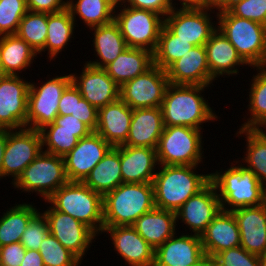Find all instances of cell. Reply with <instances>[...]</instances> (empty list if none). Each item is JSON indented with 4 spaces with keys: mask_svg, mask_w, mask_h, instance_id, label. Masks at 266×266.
I'll return each mask as SVG.
<instances>
[{
    "mask_svg": "<svg viewBox=\"0 0 266 266\" xmlns=\"http://www.w3.org/2000/svg\"><path fill=\"white\" fill-rule=\"evenodd\" d=\"M256 75L253 74L250 88L247 110L249 116L240 128L263 129L266 126V71L260 67H253Z\"/></svg>",
    "mask_w": 266,
    "mask_h": 266,
    "instance_id": "obj_37",
    "label": "cell"
},
{
    "mask_svg": "<svg viewBox=\"0 0 266 266\" xmlns=\"http://www.w3.org/2000/svg\"><path fill=\"white\" fill-rule=\"evenodd\" d=\"M227 10L234 16L266 26V0H236Z\"/></svg>",
    "mask_w": 266,
    "mask_h": 266,
    "instance_id": "obj_44",
    "label": "cell"
},
{
    "mask_svg": "<svg viewBox=\"0 0 266 266\" xmlns=\"http://www.w3.org/2000/svg\"><path fill=\"white\" fill-rule=\"evenodd\" d=\"M235 134L238 138L246 136L243 137L246 138L245 152L239 162L251 170L266 188V132L263 129L239 128Z\"/></svg>",
    "mask_w": 266,
    "mask_h": 266,
    "instance_id": "obj_34",
    "label": "cell"
},
{
    "mask_svg": "<svg viewBox=\"0 0 266 266\" xmlns=\"http://www.w3.org/2000/svg\"><path fill=\"white\" fill-rule=\"evenodd\" d=\"M110 236L114 249L129 266H153L155 250L133 226L105 227L102 234Z\"/></svg>",
    "mask_w": 266,
    "mask_h": 266,
    "instance_id": "obj_19",
    "label": "cell"
},
{
    "mask_svg": "<svg viewBox=\"0 0 266 266\" xmlns=\"http://www.w3.org/2000/svg\"><path fill=\"white\" fill-rule=\"evenodd\" d=\"M194 47L189 41L179 39L165 25L162 26L159 41L153 53L154 65L166 70L173 62Z\"/></svg>",
    "mask_w": 266,
    "mask_h": 266,
    "instance_id": "obj_39",
    "label": "cell"
},
{
    "mask_svg": "<svg viewBox=\"0 0 266 266\" xmlns=\"http://www.w3.org/2000/svg\"><path fill=\"white\" fill-rule=\"evenodd\" d=\"M25 252L20 242L0 247V266H20Z\"/></svg>",
    "mask_w": 266,
    "mask_h": 266,
    "instance_id": "obj_47",
    "label": "cell"
},
{
    "mask_svg": "<svg viewBox=\"0 0 266 266\" xmlns=\"http://www.w3.org/2000/svg\"><path fill=\"white\" fill-rule=\"evenodd\" d=\"M23 76L6 75L0 79V129L26 127L30 81Z\"/></svg>",
    "mask_w": 266,
    "mask_h": 266,
    "instance_id": "obj_15",
    "label": "cell"
},
{
    "mask_svg": "<svg viewBox=\"0 0 266 266\" xmlns=\"http://www.w3.org/2000/svg\"><path fill=\"white\" fill-rule=\"evenodd\" d=\"M123 4L133 8L149 10L163 17L173 9L167 0H124Z\"/></svg>",
    "mask_w": 266,
    "mask_h": 266,
    "instance_id": "obj_48",
    "label": "cell"
},
{
    "mask_svg": "<svg viewBox=\"0 0 266 266\" xmlns=\"http://www.w3.org/2000/svg\"><path fill=\"white\" fill-rule=\"evenodd\" d=\"M207 266H222V265L218 262L216 258L207 255Z\"/></svg>",
    "mask_w": 266,
    "mask_h": 266,
    "instance_id": "obj_56",
    "label": "cell"
},
{
    "mask_svg": "<svg viewBox=\"0 0 266 266\" xmlns=\"http://www.w3.org/2000/svg\"><path fill=\"white\" fill-rule=\"evenodd\" d=\"M165 71L170 84L211 86L205 45L194 46Z\"/></svg>",
    "mask_w": 266,
    "mask_h": 266,
    "instance_id": "obj_22",
    "label": "cell"
},
{
    "mask_svg": "<svg viewBox=\"0 0 266 266\" xmlns=\"http://www.w3.org/2000/svg\"><path fill=\"white\" fill-rule=\"evenodd\" d=\"M183 232L155 249L153 266H191L205 255L201 236Z\"/></svg>",
    "mask_w": 266,
    "mask_h": 266,
    "instance_id": "obj_20",
    "label": "cell"
},
{
    "mask_svg": "<svg viewBox=\"0 0 266 266\" xmlns=\"http://www.w3.org/2000/svg\"><path fill=\"white\" fill-rule=\"evenodd\" d=\"M153 65L154 57L151 51L128 47L104 70L121 87L125 82L145 73Z\"/></svg>",
    "mask_w": 266,
    "mask_h": 266,
    "instance_id": "obj_30",
    "label": "cell"
},
{
    "mask_svg": "<svg viewBox=\"0 0 266 266\" xmlns=\"http://www.w3.org/2000/svg\"><path fill=\"white\" fill-rule=\"evenodd\" d=\"M111 148L95 131L79 139L77 145L63 157L68 180L83 182Z\"/></svg>",
    "mask_w": 266,
    "mask_h": 266,
    "instance_id": "obj_17",
    "label": "cell"
},
{
    "mask_svg": "<svg viewBox=\"0 0 266 266\" xmlns=\"http://www.w3.org/2000/svg\"><path fill=\"white\" fill-rule=\"evenodd\" d=\"M214 258L222 266H259L260 256L247 252L241 246L218 253Z\"/></svg>",
    "mask_w": 266,
    "mask_h": 266,
    "instance_id": "obj_45",
    "label": "cell"
},
{
    "mask_svg": "<svg viewBox=\"0 0 266 266\" xmlns=\"http://www.w3.org/2000/svg\"><path fill=\"white\" fill-rule=\"evenodd\" d=\"M154 208L152 183H122L103 196L104 228L132 226Z\"/></svg>",
    "mask_w": 266,
    "mask_h": 266,
    "instance_id": "obj_4",
    "label": "cell"
},
{
    "mask_svg": "<svg viewBox=\"0 0 266 266\" xmlns=\"http://www.w3.org/2000/svg\"><path fill=\"white\" fill-rule=\"evenodd\" d=\"M217 29L236 48L248 67H259L266 50V26L232 15L227 9L217 12Z\"/></svg>",
    "mask_w": 266,
    "mask_h": 266,
    "instance_id": "obj_6",
    "label": "cell"
},
{
    "mask_svg": "<svg viewBox=\"0 0 266 266\" xmlns=\"http://www.w3.org/2000/svg\"><path fill=\"white\" fill-rule=\"evenodd\" d=\"M75 27V21L68 8L56 13H47V37L44 52H48V60L55 61L59 58L57 56L62 54L60 52L67 49L69 42L74 39Z\"/></svg>",
    "mask_w": 266,
    "mask_h": 266,
    "instance_id": "obj_33",
    "label": "cell"
},
{
    "mask_svg": "<svg viewBox=\"0 0 266 266\" xmlns=\"http://www.w3.org/2000/svg\"><path fill=\"white\" fill-rule=\"evenodd\" d=\"M91 228L98 236L104 229L103 196L80 181H68L46 201Z\"/></svg>",
    "mask_w": 266,
    "mask_h": 266,
    "instance_id": "obj_5",
    "label": "cell"
},
{
    "mask_svg": "<svg viewBox=\"0 0 266 266\" xmlns=\"http://www.w3.org/2000/svg\"><path fill=\"white\" fill-rule=\"evenodd\" d=\"M169 5L172 8H178V5L180 4L179 8H201V0H167ZM177 6V7H176Z\"/></svg>",
    "mask_w": 266,
    "mask_h": 266,
    "instance_id": "obj_54",
    "label": "cell"
},
{
    "mask_svg": "<svg viewBox=\"0 0 266 266\" xmlns=\"http://www.w3.org/2000/svg\"><path fill=\"white\" fill-rule=\"evenodd\" d=\"M38 211L30 220L20 243L26 248L39 251L43 239L49 234V223L43 213Z\"/></svg>",
    "mask_w": 266,
    "mask_h": 266,
    "instance_id": "obj_43",
    "label": "cell"
},
{
    "mask_svg": "<svg viewBox=\"0 0 266 266\" xmlns=\"http://www.w3.org/2000/svg\"><path fill=\"white\" fill-rule=\"evenodd\" d=\"M37 56L36 51L16 34L0 36V60L6 75L20 76L35 63Z\"/></svg>",
    "mask_w": 266,
    "mask_h": 266,
    "instance_id": "obj_31",
    "label": "cell"
},
{
    "mask_svg": "<svg viewBox=\"0 0 266 266\" xmlns=\"http://www.w3.org/2000/svg\"><path fill=\"white\" fill-rule=\"evenodd\" d=\"M75 118L85 123L92 131H95L98 124V109L85 100L76 88Z\"/></svg>",
    "mask_w": 266,
    "mask_h": 266,
    "instance_id": "obj_46",
    "label": "cell"
},
{
    "mask_svg": "<svg viewBox=\"0 0 266 266\" xmlns=\"http://www.w3.org/2000/svg\"><path fill=\"white\" fill-rule=\"evenodd\" d=\"M207 63L211 74V86L217 78L239 75L240 66H248L237 53L236 48L217 29L205 43ZM239 66V67H238ZM224 76V77H223Z\"/></svg>",
    "mask_w": 266,
    "mask_h": 266,
    "instance_id": "obj_24",
    "label": "cell"
},
{
    "mask_svg": "<svg viewBox=\"0 0 266 266\" xmlns=\"http://www.w3.org/2000/svg\"><path fill=\"white\" fill-rule=\"evenodd\" d=\"M16 35L42 56L47 37V13L28 10L19 23Z\"/></svg>",
    "mask_w": 266,
    "mask_h": 266,
    "instance_id": "obj_40",
    "label": "cell"
},
{
    "mask_svg": "<svg viewBox=\"0 0 266 266\" xmlns=\"http://www.w3.org/2000/svg\"><path fill=\"white\" fill-rule=\"evenodd\" d=\"M163 129L160 107L133 109L129 135L123 145L156 149Z\"/></svg>",
    "mask_w": 266,
    "mask_h": 266,
    "instance_id": "obj_27",
    "label": "cell"
},
{
    "mask_svg": "<svg viewBox=\"0 0 266 266\" xmlns=\"http://www.w3.org/2000/svg\"><path fill=\"white\" fill-rule=\"evenodd\" d=\"M132 226L154 250L178 233L176 213L158 208L143 214Z\"/></svg>",
    "mask_w": 266,
    "mask_h": 266,
    "instance_id": "obj_28",
    "label": "cell"
},
{
    "mask_svg": "<svg viewBox=\"0 0 266 266\" xmlns=\"http://www.w3.org/2000/svg\"><path fill=\"white\" fill-rule=\"evenodd\" d=\"M259 266H266V256H260Z\"/></svg>",
    "mask_w": 266,
    "mask_h": 266,
    "instance_id": "obj_59",
    "label": "cell"
},
{
    "mask_svg": "<svg viewBox=\"0 0 266 266\" xmlns=\"http://www.w3.org/2000/svg\"><path fill=\"white\" fill-rule=\"evenodd\" d=\"M213 13L217 16V12L205 8H173L164 17V25L179 39L194 46L205 45L217 30Z\"/></svg>",
    "mask_w": 266,
    "mask_h": 266,
    "instance_id": "obj_11",
    "label": "cell"
},
{
    "mask_svg": "<svg viewBox=\"0 0 266 266\" xmlns=\"http://www.w3.org/2000/svg\"><path fill=\"white\" fill-rule=\"evenodd\" d=\"M42 152L40 131L30 128L7 130L3 155L2 179L10 177L13 183L22 171Z\"/></svg>",
    "mask_w": 266,
    "mask_h": 266,
    "instance_id": "obj_12",
    "label": "cell"
},
{
    "mask_svg": "<svg viewBox=\"0 0 266 266\" xmlns=\"http://www.w3.org/2000/svg\"><path fill=\"white\" fill-rule=\"evenodd\" d=\"M81 74L70 73L81 96L97 109L120 98V86L104 69L83 64ZM78 74V75H77Z\"/></svg>",
    "mask_w": 266,
    "mask_h": 266,
    "instance_id": "obj_18",
    "label": "cell"
},
{
    "mask_svg": "<svg viewBox=\"0 0 266 266\" xmlns=\"http://www.w3.org/2000/svg\"><path fill=\"white\" fill-rule=\"evenodd\" d=\"M169 84L166 71L153 65L120 87V99L132 109L160 107Z\"/></svg>",
    "mask_w": 266,
    "mask_h": 266,
    "instance_id": "obj_13",
    "label": "cell"
},
{
    "mask_svg": "<svg viewBox=\"0 0 266 266\" xmlns=\"http://www.w3.org/2000/svg\"><path fill=\"white\" fill-rule=\"evenodd\" d=\"M191 266H207V255L205 254L198 262Z\"/></svg>",
    "mask_w": 266,
    "mask_h": 266,
    "instance_id": "obj_57",
    "label": "cell"
},
{
    "mask_svg": "<svg viewBox=\"0 0 266 266\" xmlns=\"http://www.w3.org/2000/svg\"><path fill=\"white\" fill-rule=\"evenodd\" d=\"M7 143V129H0V180H2V164L5 146Z\"/></svg>",
    "mask_w": 266,
    "mask_h": 266,
    "instance_id": "obj_55",
    "label": "cell"
},
{
    "mask_svg": "<svg viewBox=\"0 0 266 266\" xmlns=\"http://www.w3.org/2000/svg\"><path fill=\"white\" fill-rule=\"evenodd\" d=\"M5 76H6V74L3 71V68H2V65H1V60H0V79L3 78V77H5Z\"/></svg>",
    "mask_w": 266,
    "mask_h": 266,
    "instance_id": "obj_60",
    "label": "cell"
},
{
    "mask_svg": "<svg viewBox=\"0 0 266 266\" xmlns=\"http://www.w3.org/2000/svg\"><path fill=\"white\" fill-rule=\"evenodd\" d=\"M54 122L59 125V129L91 130L85 123L81 122L73 115H58Z\"/></svg>",
    "mask_w": 266,
    "mask_h": 266,
    "instance_id": "obj_51",
    "label": "cell"
},
{
    "mask_svg": "<svg viewBox=\"0 0 266 266\" xmlns=\"http://www.w3.org/2000/svg\"><path fill=\"white\" fill-rule=\"evenodd\" d=\"M68 181L64 158L42 150L11 184L17 192H35L46 201Z\"/></svg>",
    "mask_w": 266,
    "mask_h": 266,
    "instance_id": "obj_8",
    "label": "cell"
},
{
    "mask_svg": "<svg viewBox=\"0 0 266 266\" xmlns=\"http://www.w3.org/2000/svg\"><path fill=\"white\" fill-rule=\"evenodd\" d=\"M198 167V168H197ZM153 179L155 208L176 211L210 182L199 165H159Z\"/></svg>",
    "mask_w": 266,
    "mask_h": 266,
    "instance_id": "obj_2",
    "label": "cell"
},
{
    "mask_svg": "<svg viewBox=\"0 0 266 266\" xmlns=\"http://www.w3.org/2000/svg\"><path fill=\"white\" fill-rule=\"evenodd\" d=\"M76 87L71 83L59 100L58 115H75Z\"/></svg>",
    "mask_w": 266,
    "mask_h": 266,
    "instance_id": "obj_50",
    "label": "cell"
},
{
    "mask_svg": "<svg viewBox=\"0 0 266 266\" xmlns=\"http://www.w3.org/2000/svg\"><path fill=\"white\" fill-rule=\"evenodd\" d=\"M259 67L266 71V50H265L264 58H263V60H262V62H261Z\"/></svg>",
    "mask_w": 266,
    "mask_h": 266,
    "instance_id": "obj_58",
    "label": "cell"
},
{
    "mask_svg": "<svg viewBox=\"0 0 266 266\" xmlns=\"http://www.w3.org/2000/svg\"><path fill=\"white\" fill-rule=\"evenodd\" d=\"M120 168V146L112 147L91 170L83 183L104 196L123 183Z\"/></svg>",
    "mask_w": 266,
    "mask_h": 266,
    "instance_id": "obj_32",
    "label": "cell"
},
{
    "mask_svg": "<svg viewBox=\"0 0 266 266\" xmlns=\"http://www.w3.org/2000/svg\"><path fill=\"white\" fill-rule=\"evenodd\" d=\"M114 21L118 24L128 47L155 52L164 25L162 15L120 3L116 5Z\"/></svg>",
    "mask_w": 266,
    "mask_h": 266,
    "instance_id": "obj_9",
    "label": "cell"
},
{
    "mask_svg": "<svg viewBox=\"0 0 266 266\" xmlns=\"http://www.w3.org/2000/svg\"><path fill=\"white\" fill-rule=\"evenodd\" d=\"M211 86L169 84L161 111L164 126H186L203 129V124L220 119L202 94Z\"/></svg>",
    "mask_w": 266,
    "mask_h": 266,
    "instance_id": "obj_1",
    "label": "cell"
},
{
    "mask_svg": "<svg viewBox=\"0 0 266 266\" xmlns=\"http://www.w3.org/2000/svg\"><path fill=\"white\" fill-rule=\"evenodd\" d=\"M123 183H153L159 166L156 149L120 145Z\"/></svg>",
    "mask_w": 266,
    "mask_h": 266,
    "instance_id": "obj_23",
    "label": "cell"
},
{
    "mask_svg": "<svg viewBox=\"0 0 266 266\" xmlns=\"http://www.w3.org/2000/svg\"><path fill=\"white\" fill-rule=\"evenodd\" d=\"M232 212L240 232V246L249 253L266 256V202Z\"/></svg>",
    "mask_w": 266,
    "mask_h": 266,
    "instance_id": "obj_21",
    "label": "cell"
},
{
    "mask_svg": "<svg viewBox=\"0 0 266 266\" xmlns=\"http://www.w3.org/2000/svg\"><path fill=\"white\" fill-rule=\"evenodd\" d=\"M203 132L186 126H164L156 148L159 165H200L203 163Z\"/></svg>",
    "mask_w": 266,
    "mask_h": 266,
    "instance_id": "obj_7",
    "label": "cell"
},
{
    "mask_svg": "<svg viewBox=\"0 0 266 266\" xmlns=\"http://www.w3.org/2000/svg\"><path fill=\"white\" fill-rule=\"evenodd\" d=\"M27 9L32 12L56 13L67 8V0H26Z\"/></svg>",
    "mask_w": 266,
    "mask_h": 266,
    "instance_id": "obj_49",
    "label": "cell"
},
{
    "mask_svg": "<svg viewBox=\"0 0 266 266\" xmlns=\"http://www.w3.org/2000/svg\"><path fill=\"white\" fill-rule=\"evenodd\" d=\"M67 8L75 24L80 18L86 28H92L114 21L116 4L112 0H67Z\"/></svg>",
    "mask_w": 266,
    "mask_h": 266,
    "instance_id": "obj_36",
    "label": "cell"
},
{
    "mask_svg": "<svg viewBox=\"0 0 266 266\" xmlns=\"http://www.w3.org/2000/svg\"><path fill=\"white\" fill-rule=\"evenodd\" d=\"M238 159L231 162L227 170L222 171V168L210 173V181L217 190L221 209L225 211L259 206L266 202V188Z\"/></svg>",
    "mask_w": 266,
    "mask_h": 266,
    "instance_id": "obj_3",
    "label": "cell"
},
{
    "mask_svg": "<svg viewBox=\"0 0 266 266\" xmlns=\"http://www.w3.org/2000/svg\"><path fill=\"white\" fill-rule=\"evenodd\" d=\"M235 1L236 0H201V8L219 12L227 9Z\"/></svg>",
    "mask_w": 266,
    "mask_h": 266,
    "instance_id": "obj_53",
    "label": "cell"
},
{
    "mask_svg": "<svg viewBox=\"0 0 266 266\" xmlns=\"http://www.w3.org/2000/svg\"><path fill=\"white\" fill-rule=\"evenodd\" d=\"M37 84L30 82L26 128L40 130L58 116L59 100L72 83L71 74H62ZM42 84V85H41Z\"/></svg>",
    "mask_w": 266,
    "mask_h": 266,
    "instance_id": "obj_10",
    "label": "cell"
},
{
    "mask_svg": "<svg viewBox=\"0 0 266 266\" xmlns=\"http://www.w3.org/2000/svg\"><path fill=\"white\" fill-rule=\"evenodd\" d=\"M6 210L0 216V247L20 242L31 218L41 209L32 202H22Z\"/></svg>",
    "mask_w": 266,
    "mask_h": 266,
    "instance_id": "obj_35",
    "label": "cell"
},
{
    "mask_svg": "<svg viewBox=\"0 0 266 266\" xmlns=\"http://www.w3.org/2000/svg\"><path fill=\"white\" fill-rule=\"evenodd\" d=\"M133 109L120 98L98 109L97 132L112 147L123 145L129 135Z\"/></svg>",
    "mask_w": 266,
    "mask_h": 266,
    "instance_id": "obj_25",
    "label": "cell"
},
{
    "mask_svg": "<svg viewBox=\"0 0 266 266\" xmlns=\"http://www.w3.org/2000/svg\"><path fill=\"white\" fill-rule=\"evenodd\" d=\"M42 138V150L56 156L65 157L92 130L59 129L55 122L39 130ZM46 148H45V147Z\"/></svg>",
    "mask_w": 266,
    "mask_h": 266,
    "instance_id": "obj_38",
    "label": "cell"
},
{
    "mask_svg": "<svg viewBox=\"0 0 266 266\" xmlns=\"http://www.w3.org/2000/svg\"><path fill=\"white\" fill-rule=\"evenodd\" d=\"M116 5L123 3L124 0H112Z\"/></svg>",
    "mask_w": 266,
    "mask_h": 266,
    "instance_id": "obj_61",
    "label": "cell"
},
{
    "mask_svg": "<svg viewBox=\"0 0 266 266\" xmlns=\"http://www.w3.org/2000/svg\"><path fill=\"white\" fill-rule=\"evenodd\" d=\"M45 266H80L81 261L50 233L39 248Z\"/></svg>",
    "mask_w": 266,
    "mask_h": 266,
    "instance_id": "obj_41",
    "label": "cell"
},
{
    "mask_svg": "<svg viewBox=\"0 0 266 266\" xmlns=\"http://www.w3.org/2000/svg\"><path fill=\"white\" fill-rule=\"evenodd\" d=\"M49 223V233L81 262L97 234L82 222L70 215L57 211L52 205L43 212ZM94 240V241H93Z\"/></svg>",
    "mask_w": 266,
    "mask_h": 266,
    "instance_id": "obj_14",
    "label": "cell"
},
{
    "mask_svg": "<svg viewBox=\"0 0 266 266\" xmlns=\"http://www.w3.org/2000/svg\"><path fill=\"white\" fill-rule=\"evenodd\" d=\"M204 253L215 257L218 253L240 246V232L232 211L221 210L201 235Z\"/></svg>",
    "mask_w": 266,
    "mask_h": 266,
    "instance_id": "obj_26",
    "label": "cell"
},
{
    "mask_svg": "<svg viewBox=\"0 0 266 266\" xmlns=\"http://www.w3.org/2000/svg\"><path fill=\"white\" fill-rule=\"evenodd\" d=\"M27 11L26 0H0V36L15 35Z\"/></svg>",
    "mask_w": 266,
    "mask_h": 266,
    "instance_id": "obj_42",
    "label": "cell"
},
{
    "mask_svg": "<svg viewBox=\"0 0 266 266\" xmlns=\"http://www.w3.org/2000/svg\"><path fill=\"white\" fill-rule=\"evenodd\" d=\"M221 210L217 190L210 181L176 211L177 224L181 220L189 234L201 236Z\"/></svg>",
    "mask_w": 266,
    "mask_h": 266,
    "instance_id": "obj_16",
    "label": "cell"
},
{
    "mask_svg": "<svg viewBox=\"0 0 266 266\" xmlns=\"http://www.w3.org/2000/svg\"><path fill=\"white\" fill-rule=\"evenodd\" d=\"M89 29L93 31L92 35L94 38L91 39H93L92 45L95 48L94 55L96 54L95 57L97 56V59H93L94 61H85V63L92 67L104 69L128 48L120 28L115 21Z\"/></svg>",
    "mask_w": 266,
    "mask_h": 266,
    "instance_id": "obj_29",
    "label": "cell"
},
{
    "mask_svg": "<svg viewBox=\"0 0 266 266\" xmlns=\"http://www.w3.org/2000/svg\"><path fill=\"white\" fill-rule=\"evenodd\" d=\"M20 266H45L40 252L26 249L23 261Z\"/></svg>",
    "mask_w": 266,
    "mask_h": 266,
    "instance_id": "obj_52",
    "label": "cell"
}]
</instances>
